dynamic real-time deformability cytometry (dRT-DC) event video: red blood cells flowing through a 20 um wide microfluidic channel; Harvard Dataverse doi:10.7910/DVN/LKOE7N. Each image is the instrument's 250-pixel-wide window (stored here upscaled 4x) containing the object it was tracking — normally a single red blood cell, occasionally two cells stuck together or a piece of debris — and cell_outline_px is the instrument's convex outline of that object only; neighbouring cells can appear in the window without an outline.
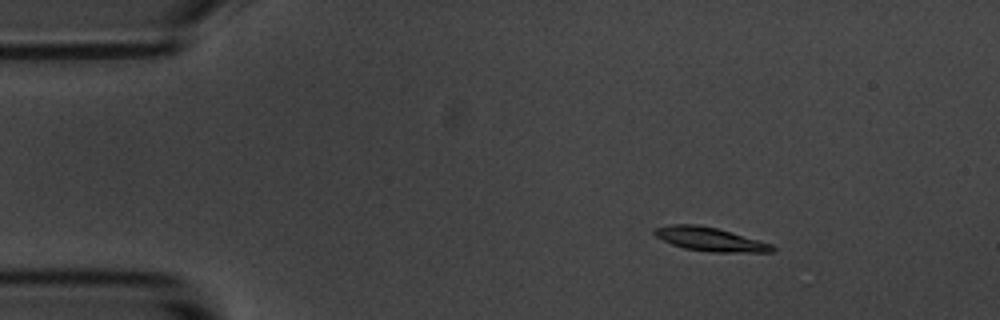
{"species": "common noctule bat (a hibernating species)", "species_latin": "Nyctalus noctula", "temperature_condition": "room temperature", "stored_images_in_passage": 5, "camera_frame_rate_fps": 3000, "um_per_image_px": 0.085, "animal": {"sex": "male", "body_mass_g": 20.1, "forearm_length_mm": 53.5}, "frame": {"image": 1, "passage_image": 2, "time_ms": 1.0, "image_size_px": [1000, 320], "cell_outline_px": [[776, 252], [712, 252], [684, 248], [672, 244], [656, 236], [652, 232], [652, 228], [668, 224], [696, 224], [716, 228], [772, 244], [776, 248]], "centroid_in_image_um": [60.32, 20.33], "position_along_channel_um": 24.7, "area_um2": 16.24}}
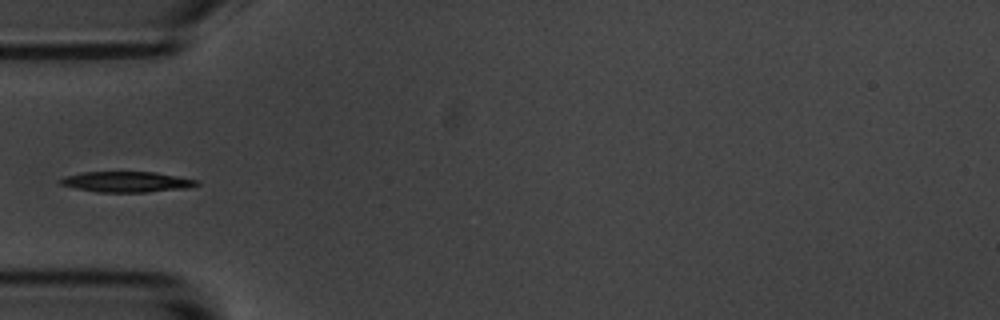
{"frame": {"image": 2, "passage_image": 5, "time_ms": 4.333, "image_size_px": [1000, 320], "cell_outline_px": [[200, 184], [184, 188], [148, 192], [100, 192], [76, 188], [60, 184], [60, 180], [64, 176], [84, 172], [156, 172], [200, 180]], "centroid_in_image_um": [10.8, 15.45], "position_along_channel_um": 74.2, "area_um2": 16.24}}